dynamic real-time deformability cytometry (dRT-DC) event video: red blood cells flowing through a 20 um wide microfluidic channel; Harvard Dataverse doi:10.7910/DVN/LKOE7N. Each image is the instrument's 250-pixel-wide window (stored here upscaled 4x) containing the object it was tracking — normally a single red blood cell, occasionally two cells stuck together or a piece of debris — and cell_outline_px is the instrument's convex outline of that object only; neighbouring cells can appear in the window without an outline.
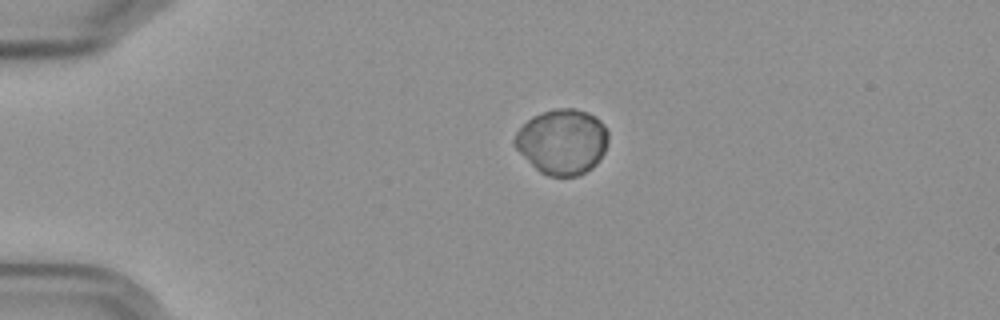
{"species": "Egyptian fruit bat (a non-hibernating species)", "species_latin": "Rousettus aegyptiacus", "temperature_condition": "cold", "stored_images_in_passage": 45, "camera_frame_rate_fps": 3000, "um_per_image_px": 0.085, "frame": {"image": 1, "passage_image": 1, "time_ms": 0.0, "image_size_px": [1000, 320], "cell_outline_px": [[608, 140], [604, 152], [596, 164], [592, 168], [580, 176], [548, 176], [540, 172], [516, 148], [516, 132], [532, 116], [556, 108], [572, 108], [588, 112], [596, 116], [604, 124], [608, 132]], "centroid_in_image_um": [47.84, 12.04], "position_along_channel_um": 37.2, "area_um2": 35.37}}
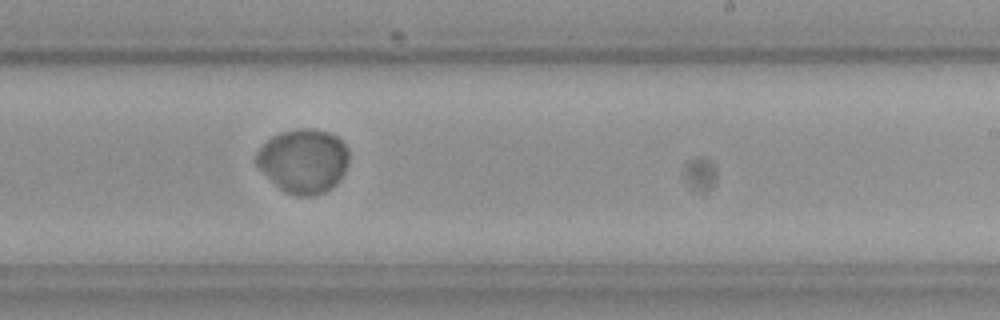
{"frame": {"image": 2, "passage_image": 24, "time_ms": 7.667, "image_size_px": [1000, 320], "cell_outline_px": [[348, 160], [344, 172], [336, 184], [332, 188], [324, 192], [312, 196], [296, 196], [284, 192], [256, 164], [256, 152], [272, 136], [284, 132], [300, 128], [304, 128], [328, 132], [336, 136], [348, 148]], "centroid_in_image_um": [25.81, 13.69], "position_along_channel_um": 263.2, "area_um2": 34.16}}
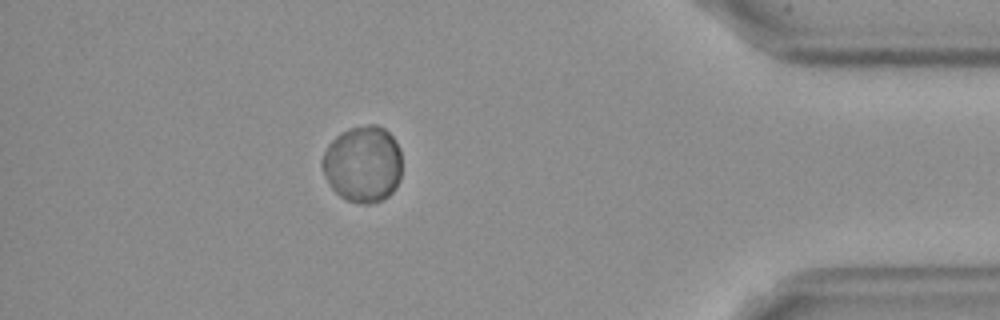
{"frame": {"image": 3, "passage_image": 39, "time_ms": 12.667, "image_size_px": [1000, 320], "cell_outline_px": [[400, 180], [396, 188], [388, 196], [380, 200], [368, 204], [360, 204], [348, 200], [340, 196], [332, 188], [324, 172], [324, 152], [328, 144], [340, 132], [352, 128], [368, 124], [376, 124], [384, 128], [392, 136], [400, 148]], "centroid_in_image_um": [30.87, 13.94], "position_along_channel_um": 404.3, "area_um2": 35.26}}